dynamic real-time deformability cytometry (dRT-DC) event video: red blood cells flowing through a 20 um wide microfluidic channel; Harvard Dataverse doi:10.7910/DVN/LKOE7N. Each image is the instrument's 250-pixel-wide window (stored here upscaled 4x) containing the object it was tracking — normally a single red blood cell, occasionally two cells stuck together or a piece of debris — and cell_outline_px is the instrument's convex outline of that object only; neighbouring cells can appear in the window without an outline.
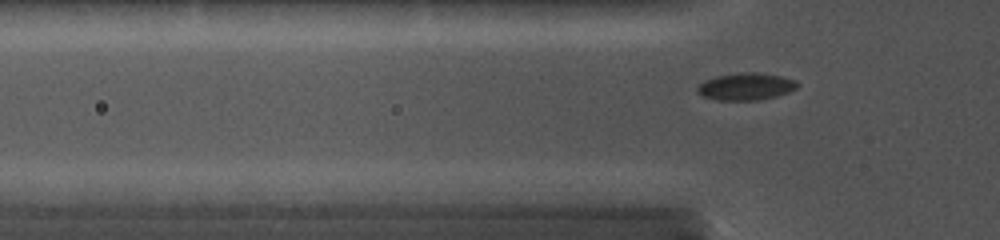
{"species": "common noctule bat (a hibernating species)", "species_latin": "Nyctalus noctula", "temperature_condition": "cold", "stored_images_in_passage": 63, "camera_frame_rate_fps": 5000, "um_per_image_px": 0.085, "animal": {"sex": "female", "body_mass_g": 19.0, "forearm_length_mm": 56.7}, "frame": {"image": 1, "passage_image": 18, "time_ms": 3.8, "image_size_px": [1000, 240], "cell_outline_px": [[800, 84], [796, 88], [788, 92], [776, 96], [756, 100], [716, 100], [704, 96], [696, 92], [696, 88], [704, 80], [716, 76], [740, 72], [752, 72], [780, 76], [796, 80]], "centroid_in_image_um": [63.38, 7.35], "position_along_channel_um": 62.4, "area_um2": 15.78}}
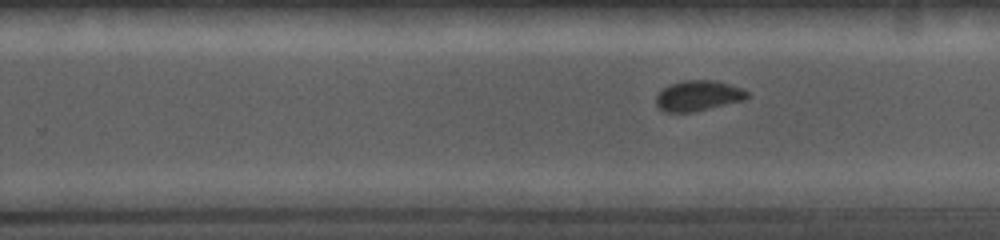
{"frame": {"image": 2, "passage_image": 39, "time_ms": 9.0, "image_size_px": [1000, 240], "cell_outline_px": [[748, 96], [744, 100], [692, 112], [664, 112], [656, 108], [656, 96], [668, 84], [684, 80], [716, 80], [744, 88], [748, 92]], "centroid_in_image_um": [59.33, 8.13], "position_along_channel_um": 270.5, "area_um2": 16.3}}
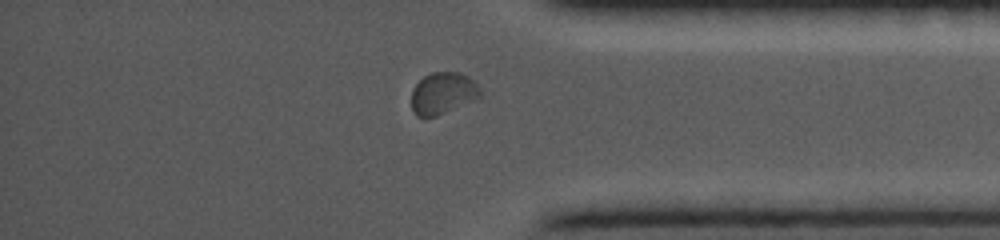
{"frame": {"image": 3, "passage_image": 52, "time_ms": 12.2, "image_size_px": [1000, 240], "cell_outline_px": [[484, 92], [476, 100], [436, 116], [416, 116], [412, 108], [412, 88], [424, 76], [432, 72], [460, 72], [468, 76]], "centroid_in_image_um": [37.67, 7.92], "position_along_channel_um": 397.5, "area_um2": 16.82}}